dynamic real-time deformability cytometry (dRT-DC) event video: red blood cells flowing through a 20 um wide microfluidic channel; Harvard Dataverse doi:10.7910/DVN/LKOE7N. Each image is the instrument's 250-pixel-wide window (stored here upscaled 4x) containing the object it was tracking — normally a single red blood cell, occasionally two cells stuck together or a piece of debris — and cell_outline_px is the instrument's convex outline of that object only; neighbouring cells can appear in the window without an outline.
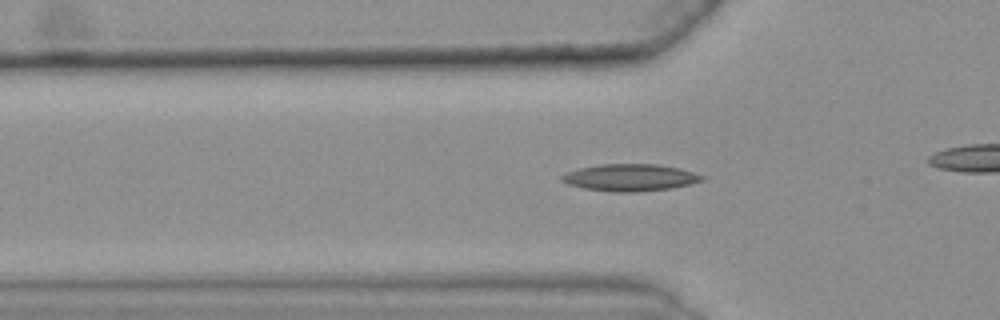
{"species": "common noctule bat (a hibernating species)", "species_latin": "Nyctalus noctula", "temperature_condition": "warm", "stored_images_in_passage": 42, "camera_frame_rate_fps": 3000, "um_per_image_px": 0.085, "animal": {"sex": "female", "body_mass_g": 25.1}, "frame": {"image": 1, "passage_image": 17, "time_ms": 5.333, "image_size_px": [1000, 320], "cell_outline_px": [[704, 180], [672, 188], [636, 192], [612, 192], [584, 188], [568, 184], [560, 180], [560, 176], [568, 172], [580, 168], [600, 164], [656, 164], [680, 168], [704, 176]], "centroid_in_image_um": [53.54, 15.09], "position_along_channel_um": 72.3, "area_um2": 21.96}}
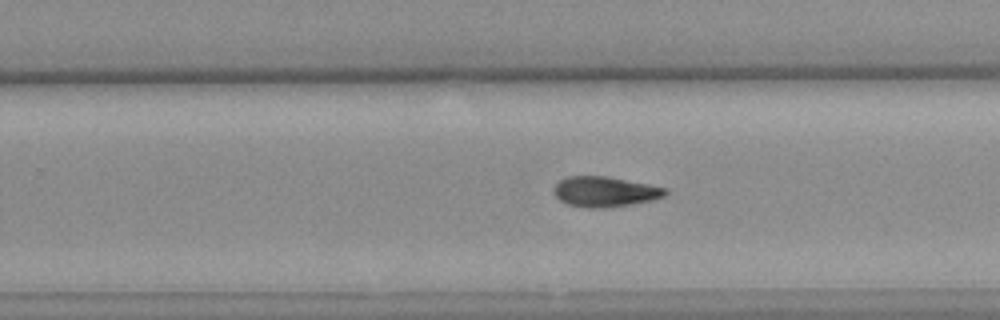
{"frame": {"image": 2, "passage_image": 34, "time_ms": 11.0, "image_size_px": [1000, 320], "cell_outline_px": [[668, 192], [664, 196], [652, 200], [632, 204], [604, 208], [588, 208], [568, 204], [560, 200], [552, 192], [552, 188], [560, 180], [568, 176], [604, 176], [668, 188]], "centroid_in_image_um": [51.39, 16.3], "position_along_channel_um": 278.4, "area_um2": 19.59}}
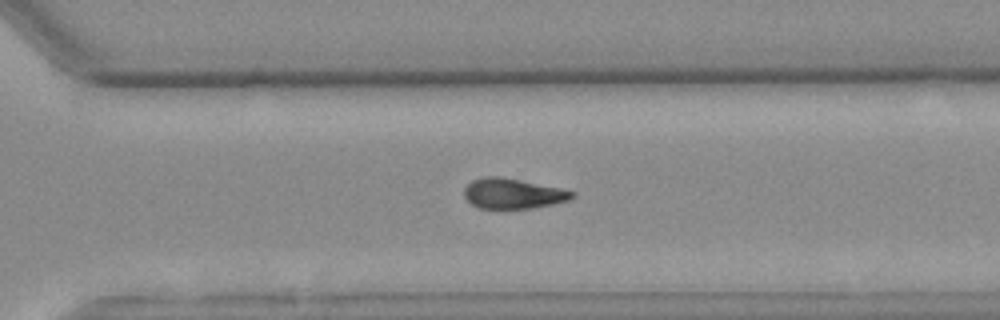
{"frame": {"image": 3, "passage_image": 38, "time_ms": 12.333, "image_size_px": [1000, 320], "cell_outline_px": [[576, 196], [568, 200], [552, 204], [532, 208], [480, 208], [472, 204], [464, 196], [464, 188], [472, 180], [484, 176], [500, 176], [560, 188], [576, 192]], "centroid_in_image_um": [43.59, 16.44], "position_along_channel_um": 327.0, "area_um2": 18.9}}